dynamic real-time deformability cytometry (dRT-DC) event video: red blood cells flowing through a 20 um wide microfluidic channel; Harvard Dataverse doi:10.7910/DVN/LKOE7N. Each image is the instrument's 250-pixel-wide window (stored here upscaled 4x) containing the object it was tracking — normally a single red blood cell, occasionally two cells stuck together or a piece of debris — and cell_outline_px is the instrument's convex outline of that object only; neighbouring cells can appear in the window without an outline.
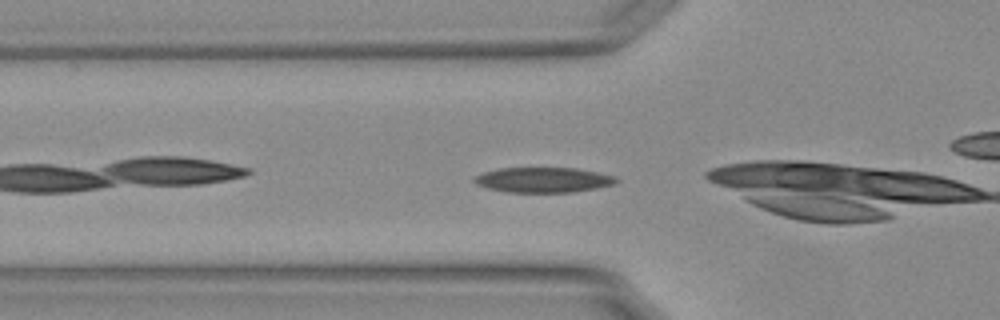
{"species": "Egyptian fruit bat (a non-hibernating species)", "species_latin": "Rousettus aegyptiacus", "temperature_condition": "warm", "stored_images_in_passage": 43, "camera_frame_rate_fps": 3000, "um_per_image_px": 0.085, "animal": {"sex": "female"}, "frame": {"image": 1, "passage_image": 7, "time_ms": 2.0, "image_size_px": [1000, 320], "cell_outline_px": [[620, 180], [616, 184], [596, 188], [572, 192], [508, 192], [488, 188], [476, 184], [472, 180], [476, 176], [484, 172], [500, 168], [576, 168], [616, 176]], "centroid_in_image_um": [46.21, 15.29], "position_along_channel_um": 79.6, "area_um2": 20.75}, "authors_computed_cell_mechanics": {"area_um2": 20.0566, "velocity_mm_per_s": 3.7557, "shape_relaxation_time_tau1_ms": 4.1371, "shape_relaxation_time_tau2_ms": 2.3711, "deformation_change_tau1": 0.1588, "deformation_change_tau2": 0.0808}}